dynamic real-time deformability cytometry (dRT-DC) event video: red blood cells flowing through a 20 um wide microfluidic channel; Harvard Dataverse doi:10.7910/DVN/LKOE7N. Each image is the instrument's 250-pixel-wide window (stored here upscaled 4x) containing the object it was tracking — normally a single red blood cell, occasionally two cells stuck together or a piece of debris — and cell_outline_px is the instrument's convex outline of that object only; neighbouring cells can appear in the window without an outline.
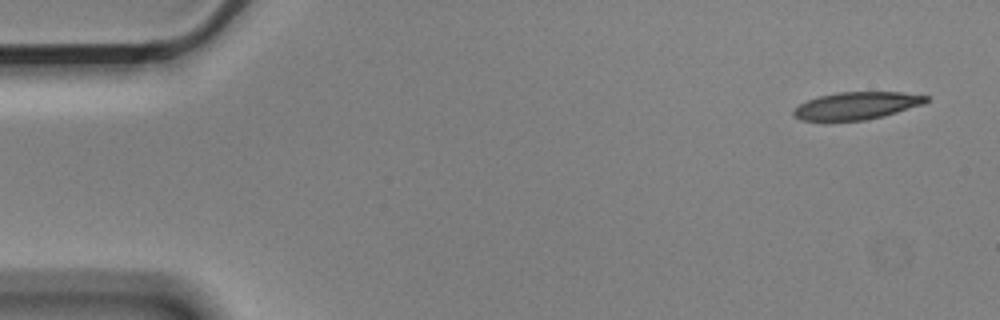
{"species": "Egyptian fruit bat (a non-hibernating species)", "species_latin": "Rousettus aegyptiacus", "temperature_condition": "cold", "stored_images_in_passage": 5, "camera_frame_rate_fps": 3000, "um_per_image_px": 0.085, "animal": {"sex": "male"}, "frame": {"image": 1, "passage_image": 1, "time_ms": 0.0, "image_size_px": [1000, 320], "cell_outline_px": [[928, 100], [924, 104], [884, 116], [864, 120], [824, 124], [800, 120], [792, 116], [792, 112], [800, 104], [808, 100], [820, 96], [836, 92], [900, 92], [928, 96]], "centroid_in_image_um": [72.72, 9.04], "position_along_channel_um": 12.3, "area_um2": 21.96}}
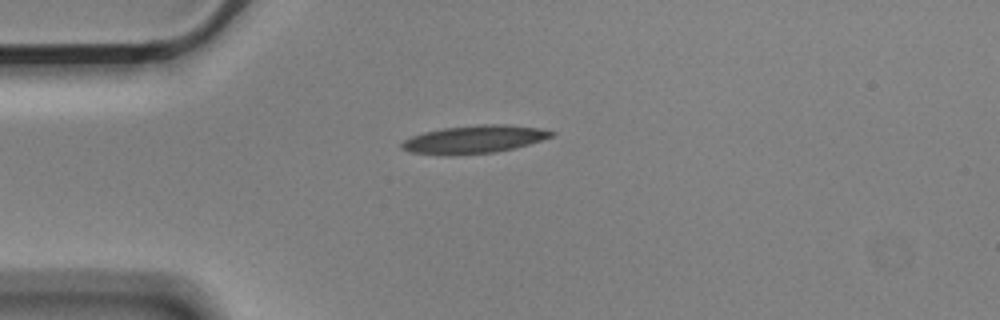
{"frame": {"image": 2, "passage_image": 4, "time_ms": 1.0, "image_size_px": [1000, 320], "cell_outline_px": [[556, 132], [552, 136], [528, 144], [512, 148], [492, 152], [448, 156], [412, 152], [400, 148], [400, 144], [404, 140], [412, 136], [424, 132], [444, 128], [480, 124], [504, 124], [540, 128]], "centroid_in_image_um": [40.27, 11.84], "position_along_channel_um": 44.7, "area_um2": 24.16}}